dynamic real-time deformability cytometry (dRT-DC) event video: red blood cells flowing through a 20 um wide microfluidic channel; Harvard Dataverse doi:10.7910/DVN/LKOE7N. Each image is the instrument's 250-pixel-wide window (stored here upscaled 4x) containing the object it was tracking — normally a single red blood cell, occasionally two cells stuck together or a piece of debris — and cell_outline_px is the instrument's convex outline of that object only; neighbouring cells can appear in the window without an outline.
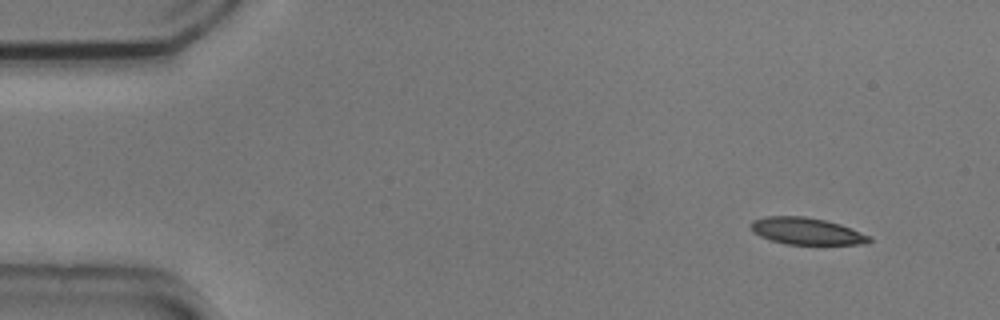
{"species": "common noctule bat (a hibernating species)", "species_latin": "Nyctalus noctula", "temperature_condition": "cold", "stored_images_in_passage": 4, "camera_frame_rate_fps": 3000, "um_per_image_px": 0.085, "animal": {"sex": "male", "body_mass_g": 20.5, "forearm_length_mm": 52.5}, "frame": {"image": 1, "passage_image": 1, "time_ms": 0.0, "image_size_px": [1000, 320], "cell_outline_px": [[872, 240], [868, 244], [784, 244], [760, 236], [752, 228], [752, 220], [764, 216], [804, 216], [824, 220], [840, 224], [852, 228], [872, 236]], "centroid_in_image_um": [68.62, 19.64], "position_along_channel_um": 16.4, "area_um2": 18.5}}
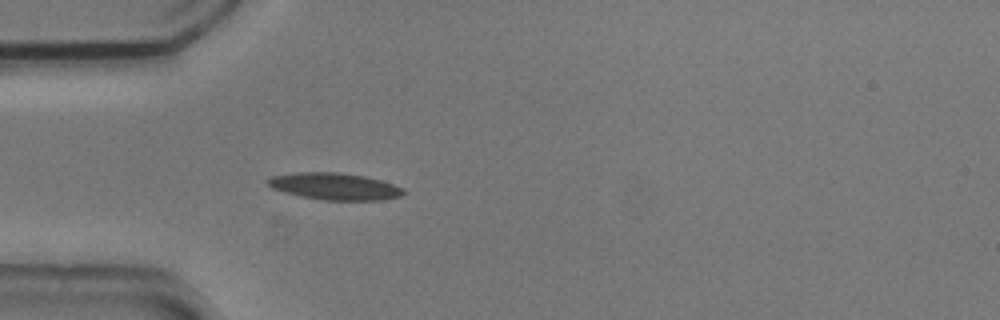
{"frame": {"image": 2, "passage_image": 4, "time_ms": 1.0, "image_size_px": [1000, 320], "cell_outline_px": [[408, 192], [400, 196], [384, 200], [324, 200], [300, 196], [284, 192], [272, 188], [264, 180], [272, 176], [296, 172], [340, 172], [364, 176], [380, 180], [404, 188]], "centroid_in_image_um": [28.45, 15.84], "position_along_channel_um": 56.6, "area_um2": 21.39}}